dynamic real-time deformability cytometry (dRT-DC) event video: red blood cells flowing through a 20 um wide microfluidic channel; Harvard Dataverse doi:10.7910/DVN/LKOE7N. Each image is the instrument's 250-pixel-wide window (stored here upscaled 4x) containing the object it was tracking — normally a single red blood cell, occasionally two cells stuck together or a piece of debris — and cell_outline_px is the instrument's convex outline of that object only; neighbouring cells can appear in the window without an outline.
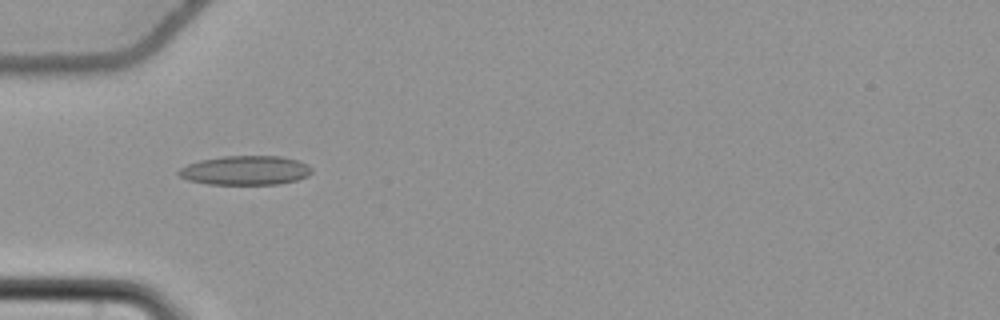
{"species": "common noctule bat (a hibernating species)", "species_latin": "Nyctalus noctula", "temperature_condition": "cold", "stored_images_in_passage": 46, "camera_frame_rate_fps": 3000, "um_per_image_px": 0.085, "animal": {"sex": "female", "body_mass_g": 22.7, "forearm_length_mm": 54.2}, "frame": {"image": 1, "passage_image": 9, "time_ms": 2.667, "image_size_px": [1000, 320], "cell_outline_px": [[312, 172], [308, 176], [296, 180], [280, 184], [208, 184], [188, 180], [180, 176], [176, 172], [180, 168], [188, 164], [200, 160], [224, 156], [280, 156], [296, 160], [308, 164], [312, 168]], "centroid_in_image_um": [20.87, 14.48], "position_along_channel_um": 64.1, "area_um2": 22.66}}
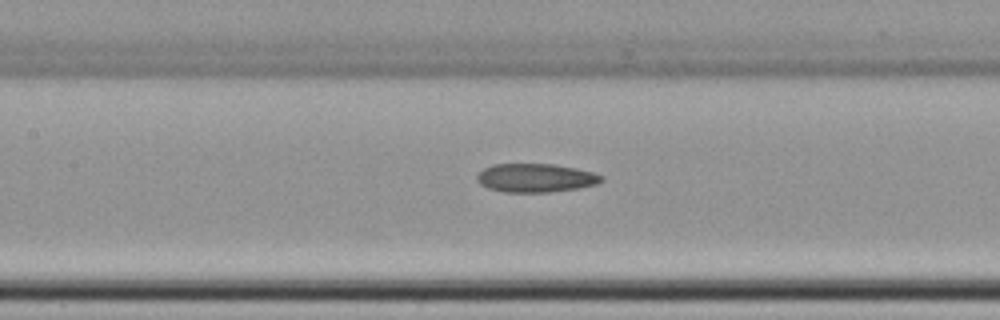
{"frame": {"image": 2, "passage_image": 17, "time_ms": 5.333, "image_size_px": [1000, 320], "cell_outline_px": [[604, 180], [596, 184], [580, 188], [548, 192], [504, 192], [488, 188], [480, 184], [476, 180], [476, 176], [484, 168], [492, 164], [552, 164], [576, 168], [592, 172], [604, 176]], "centroid_in_image_um": [45.53, 15.12], "position_along_channel_um": 161.9, "area_um2": 20.81}}
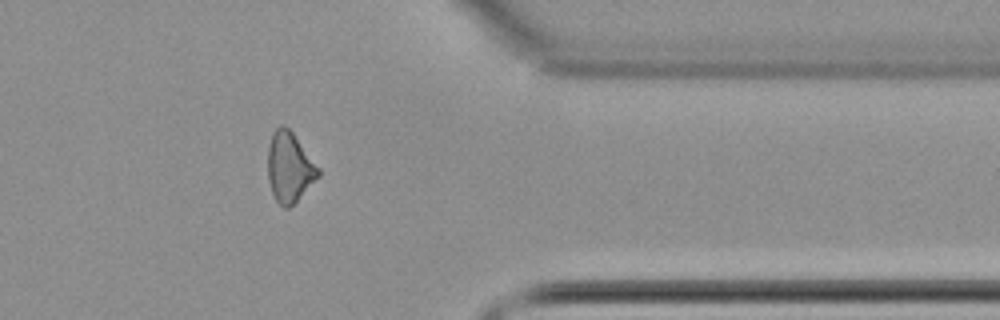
{"frame": {"image": 3, "passage_image": 36, "time_ms": 11.667, "image_size_px": [1000, 320], "cell_outline_px": [[320, 176], [288, 208], [284, 208], [276, 200], [272, 192], [268, 180], [268, 148], [272, 132], [280, 124], [284, 124], [292, 132], [320, 168]], "centroid_in_image_um": [24.6, 14.19], "position_along_channel_um": 386.8, "area_um2": 20.46}}